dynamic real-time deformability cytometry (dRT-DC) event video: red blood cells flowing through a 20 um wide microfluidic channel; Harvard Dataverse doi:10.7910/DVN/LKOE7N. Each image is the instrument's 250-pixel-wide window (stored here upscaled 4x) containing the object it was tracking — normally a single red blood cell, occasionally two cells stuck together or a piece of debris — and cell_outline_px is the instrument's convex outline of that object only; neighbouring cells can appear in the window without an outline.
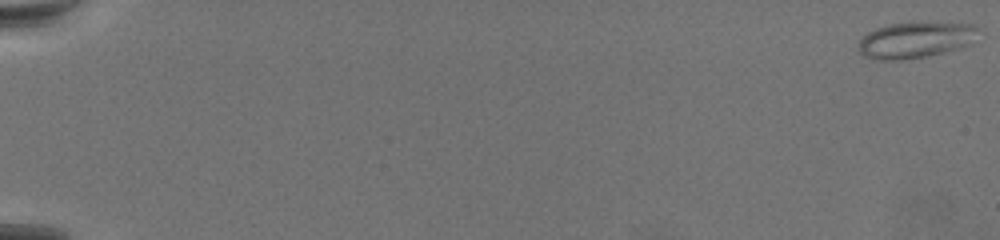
{"species": "common noctule bat (a hibernating species)", "species_latin": "Nyctalus noctula", "temperature_condition": "warm", "stored_images_in_passage": 70, "camera_frame_rate_fps": 3000, "um_per_image_px": 0.085, "animal": {"sex": "female", "body_mass_g": 19.5, "forearm_length_mm": 54.1}, "frame": {"image": 1, "passage_image": 1, "time_ms": 0.0, "image_size_px": [1000, 240], "cell_outline_px": [[984, 32], [972, 44], [928, 56], [900, 60], [876, 60], [864, 56], [856, 48], [856, 44], [868, 32], [876, 28], [888, 24], [972, 24], [980, 28]], "centroid_in_image_um": [77.84, 3.43], "position_along_channel_um": 7.2, "area_um2": 25.14}}
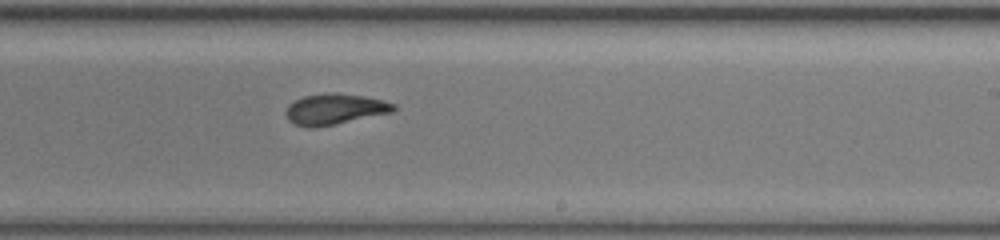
{"frame": {"image": 2, "passage_image": 46, "time_ms": 15.0, "image_size_px": [1000, 240], "cell_outline_px": [[396, 108], [392, 112], [336, 124], [312, 128], [296, 124], [288, 120], [284, 112], [288, 104], [304, 96], [328, 92], [336, 92], [364, 96], [384, 100], [396, 104]], "centroid_in_image_um": [28.45, 9.26], "position_along_channel_um": 260.5, "area_um2": 19.42}}
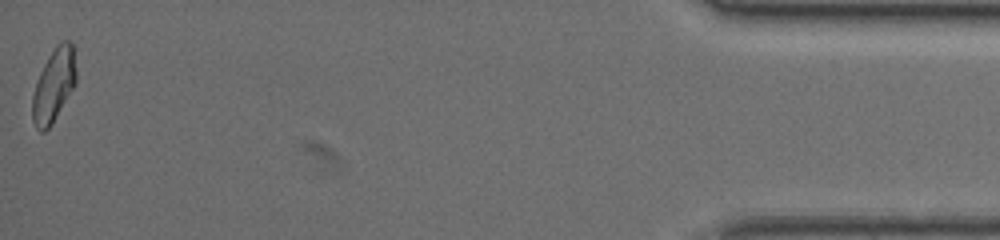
{"frame": {"image": 3, "passage_image": 70, "time_ms": 23.0, "image_size_px": [1000, 240], "cell_outline_px": [[76, 84], [52, 124], [44, 132], [40, 132], [36, 128], [32, 120], [32, 96], [40, 72], [48, 56], [56, 44], [60, 40], [68, 40], [72, 44], [76, 72]], "centroid_in_image_um": [4.57, 7.25], "position_along_channel_um": 430.6, "area_um2": 18.73}}